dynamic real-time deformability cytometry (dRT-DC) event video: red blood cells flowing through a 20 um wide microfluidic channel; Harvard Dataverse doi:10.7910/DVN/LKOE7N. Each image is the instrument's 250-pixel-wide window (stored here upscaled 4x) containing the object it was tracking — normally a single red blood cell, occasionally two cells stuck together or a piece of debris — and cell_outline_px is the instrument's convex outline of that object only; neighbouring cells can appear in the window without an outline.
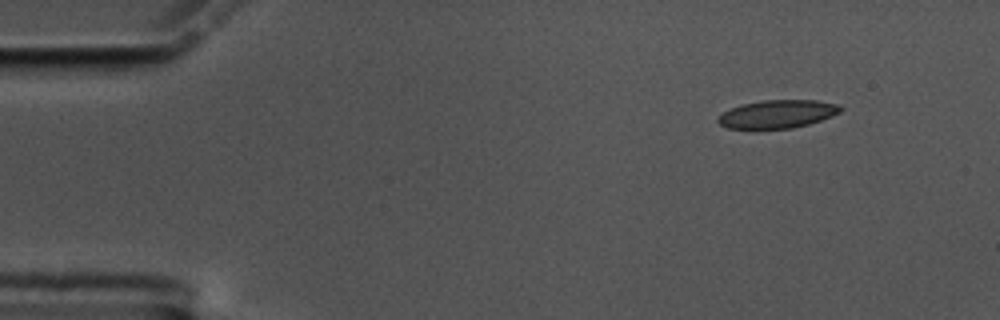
{"species": "common noctule bat (a hibernating species)", "species_latin": "Nyctalus noctula", "temperature_condition": "cold", "stored_images_in_passage": 52, "camera_frame_rate_fps": 3000, "um_per_image_px": 0.085, "animal": {"sex": "male", "body_mass_g": 17.5, "forearm_length_mm": 52.3}, "frame": {"image": 1, "passage_image": 1, "time_ms": 0.0, "image_size_px": [1000, 320], "cell_outline_px": [[844, 108], [840, 112], [832, 116], [808, 124], [792, 128], [728, 128], [720, 124], [716, 120], [724, 112], [732, 108], [744, 104], [764, 100], [816, 100], [840, 104]], "centroid_in_image_um": [66.15, 9.68], "position_along_channel_um": 18.9, "area_um2": 19.83}}
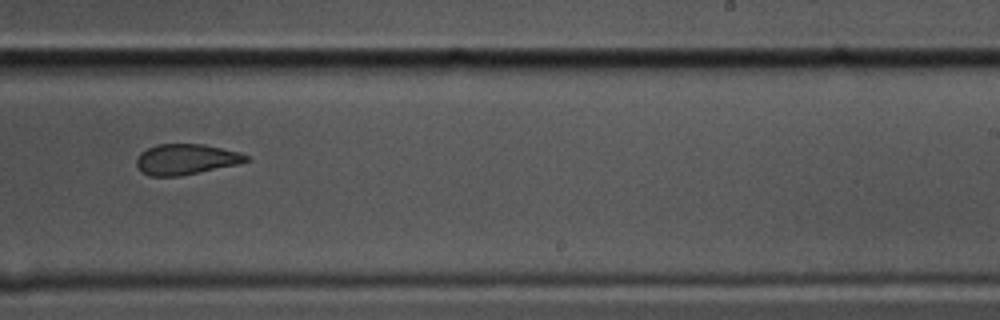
{"frame": {"image": 2, "passage_image": 30, "time_ms": 9.667, "image_size_px": [1000, 320], "cell_outline_px": [[252, 160], [236, 164], [180, 176], [148, 176], [140, 172], [136, 164], [136, 156], [140, 152], [156, 144], [204, 144], [240, 152], [248, 156]], "centroid_in_image_um": [15.77, 13.54], "position_along_channel_um": 273.2, "area_um2": 19.65}}
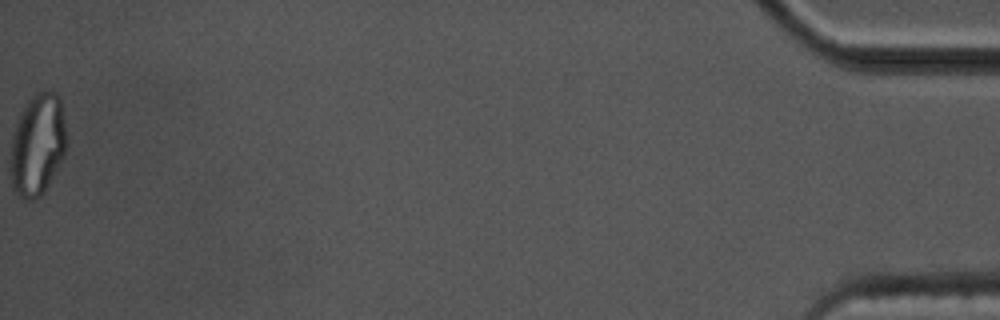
{"frame": {"image": 3, "passage_image": 52, "time_ms": 17.0, "image_size_px": [1000, 320], "cell_outline_px": [[68, 144], [64, 156], [44, 192], [40, 196], [32, 200], [24, 200], [12, 192], [12, 132], [16, 120], [24, 104], [36, 92], [48, 88], [56, 92], [60, 96]], "centroid_in_image_um": [3.21, 12.25], "position_along_channel_um": 432.0, "area_um2": 33.81}, "authors_computed_cell_mechanics": {"area_um2": 20.9525, "velocity_mm_per_s": 3.53, "shape_relaxation_time_tau1_ms": 9.0594, "shape_relaxation_time_tau2_ms": 1.9423, "deformation_change_tau1": 0.1725, "deformation_change_tau2": 0.0903}}